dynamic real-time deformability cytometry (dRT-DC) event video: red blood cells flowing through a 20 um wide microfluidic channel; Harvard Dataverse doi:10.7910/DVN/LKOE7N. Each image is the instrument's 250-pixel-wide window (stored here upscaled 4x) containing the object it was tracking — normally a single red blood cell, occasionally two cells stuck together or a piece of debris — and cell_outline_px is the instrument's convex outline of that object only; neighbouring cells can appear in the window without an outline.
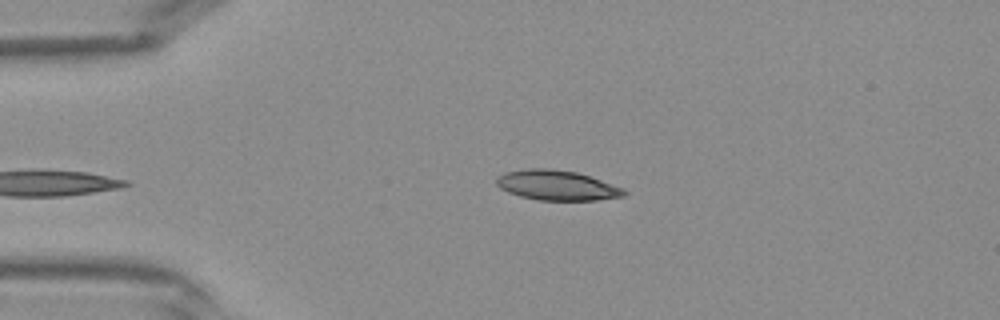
{"species": "Egyptian fruit bat (a non-hibernating species)", "species_latin": "Rousettus aegyptiacus", "temperature_condition": "warm", "stored_images_in_passage": 29, "camera_frame_rate_fps": 3000, "um_per_image_px": 0.085, "frame": {"image": 1, "passage_image": 1, "time_ms": 0.0, "image_size_px": [1000, 320], "cell_outline_px": [[628, 192], [624, 196], [596, 200], [540, 200], [520, 196], [508, 192], [500, 188], [496, 184], [496, 180], [504, 172], [528, 168], [548, 168], [576, 172], [624, 188]], "centroid_in_image_um": [47.33, 15.75], "position_along_channel_um": 37.7, "area_um2": 22.14}}
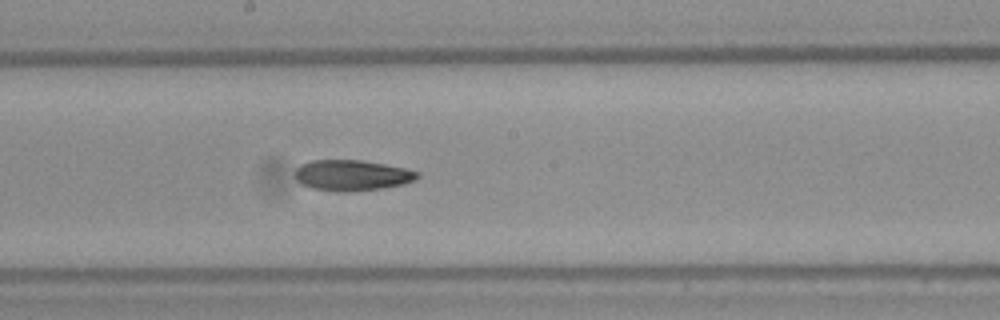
{"frame": {"image": 2, "passage_image": 14, "time_ms": 4.333, "image_size_px": [1000, 320], "cell_outline_px": [[420, 176], [416, 180], [404, 184], [380, 188], [348, 192], [336, 192], [312, 188], [300, 184], [296, 180], [296, 168], [300, 164], [312, 160], [360, 160], [384, 164], [404, 168], [420, 172]], "centroid_in_image_um": [29.91, 14.9], "position_along_channel_um": 218.3, "area_um2": 22.02}}
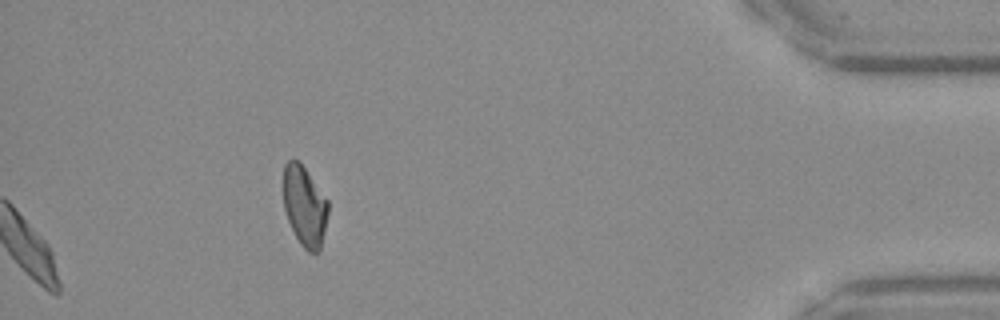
{"frame": {"image": 3, "passage_image": 29, "time_ms": 9.333, "image_size_px": [1000, 320], "cell_outline_px": [[328, 212], [324, 232], [320, 248], [316, 252], [308, 252], [300, 244], [288, 220], [284, 208], [284, 164], [288, 160], [300, 160], [328, 200]], "centroid_in_image_um": [25.89, 17.48], "position_along_channel_um": 409.3, "area_um2": 20.81}}